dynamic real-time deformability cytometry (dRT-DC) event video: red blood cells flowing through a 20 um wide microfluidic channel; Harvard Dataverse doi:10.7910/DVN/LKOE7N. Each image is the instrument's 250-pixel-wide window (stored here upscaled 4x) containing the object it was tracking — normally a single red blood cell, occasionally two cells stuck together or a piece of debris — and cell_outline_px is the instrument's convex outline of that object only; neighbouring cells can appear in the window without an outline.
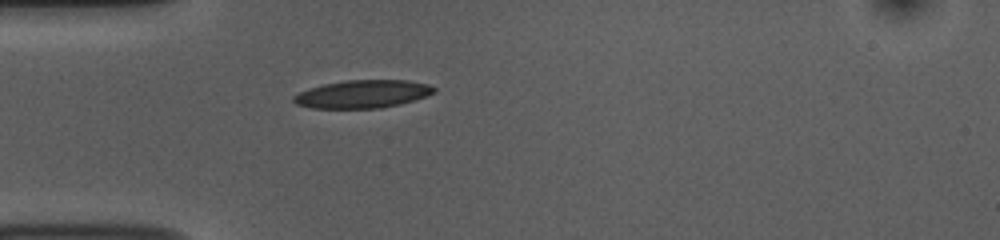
{"species": "common noctule bat (a hibernating species)", "species_latin": "Nyctalus noctula", "temperature_condition": "room temperature", "stored_images_in_passage": 39, "camera_frame_rate_fps": 3000, "um_per_image_px": 0.085, "animal": {"sex": "female", "body_mass_g": 10.0, "forearm_length_mm": 53.1}, "frame": {"image": 1, "passage_image": 1, "time_ms": 0.0, "image_size_px": [1000, 240], "cell_outline_px": [[436, 92], [400, 104], [380, 108], [312, 108], [296, 104], [292, 100], [292, 96], [308, 88], [324, 84], [344, 80], [408, 80], [428, 84], [436, 88]], "centroid_in_image_um": [30.8, 7.99], "position_along_channel_um": 54.2, "area_um2": 22.83}}
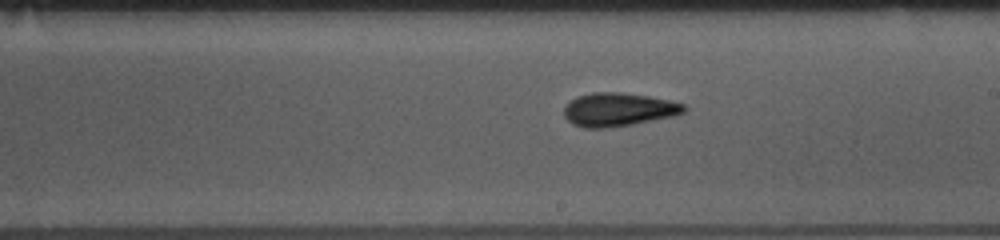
{"frame": {"image": 2, "passage_image": 16, "time_ms": 5.0, "image_size_px": [1000, 240], "cell_outline_px": [[688, 108], [684, 112], [676, 116], [632, 124], [608, 128], [584, 128], [572, 124], [564, 116], [564, 104], [576, 96], [592, 92], [620, 92], [648, 96], [668, 100], [684, 104]], "centroid_in_image_um": [52.54, 9.31], "position_along_channel_um": 236.5, "area_um2": 23.64}}
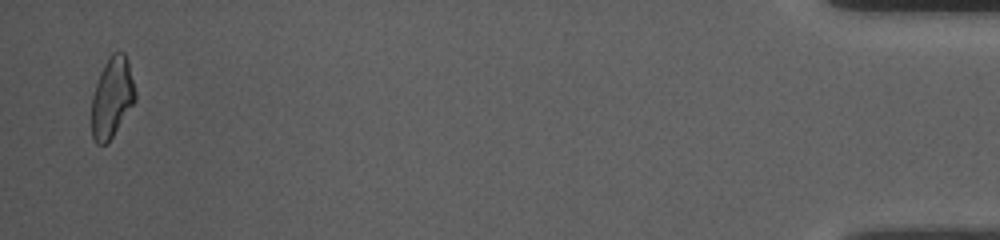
{"frame": {"image": 3, "passage_image": 38, "time_ms": 12.333, "image_size_px": [1000, 240], "cell_outline_px": [[136, 100], [108, 144], [96, 144], [92, 136], [92, 96], [100, 72], [108, 56], [112, 52], [124, 52], [128, 60], [136, 92]], "centroid_in_image_um": [9.53, 8.28], "position_along_channel_um": 425.7, "area_um2": 20.58}, "authors_computed_cell_mechanics": {"area_um2": 21.6172, "velocity_mm_per_s": 3.7653, "shape_relaxation_time_tau1_ms": 4.2537, "shape_relaxation_time_tau2_ms": 4.2057, "deformation_change_tau1": 0.1516, "deformation_change_tau2": 0.1232}}